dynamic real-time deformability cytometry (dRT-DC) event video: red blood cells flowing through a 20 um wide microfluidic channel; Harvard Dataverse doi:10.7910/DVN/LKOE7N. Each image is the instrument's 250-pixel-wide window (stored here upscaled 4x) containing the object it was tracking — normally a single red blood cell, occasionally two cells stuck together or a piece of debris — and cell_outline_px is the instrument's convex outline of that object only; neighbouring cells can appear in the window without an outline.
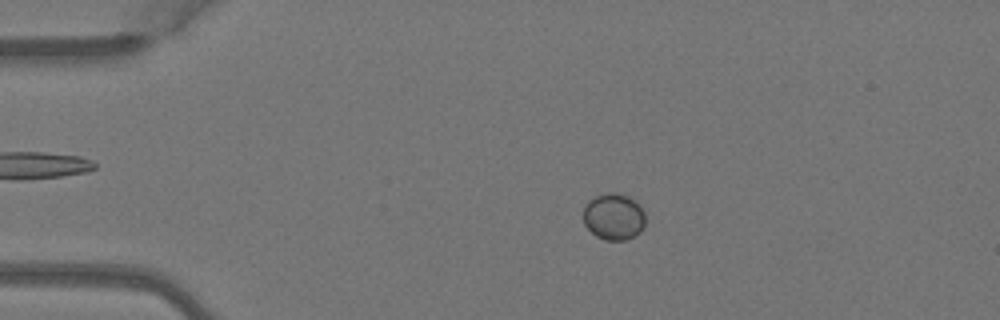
{"species": "Egyptian fruit bat (a non-hibernating species)", "species_latin": "Rousettus aegyptiacus", "temperature_condition": "warm", "stored_images_in_passage": 6, "camera_frame_rate_fps": 3000, "um_per_image_px": 0.085, "animal": {"sex": "female"}, "frame": {"image": 1, "passage_image": 4, "time_ms": 1.0, "image_size_px": [1000, 320], "cell_outline_px": [[644, 224], [640, 232], [624, 240], [604, 240], [596, 236], [584, 224], [584, 208], [588, 200], [596, 196], [608, 192], [616, 192], [628, 196], [640, 204], [644, 212]], "centroid_in_image_um": [52.16, 18.4], "position_along_channel_um": 32.8, "area_um2": 16.82}}